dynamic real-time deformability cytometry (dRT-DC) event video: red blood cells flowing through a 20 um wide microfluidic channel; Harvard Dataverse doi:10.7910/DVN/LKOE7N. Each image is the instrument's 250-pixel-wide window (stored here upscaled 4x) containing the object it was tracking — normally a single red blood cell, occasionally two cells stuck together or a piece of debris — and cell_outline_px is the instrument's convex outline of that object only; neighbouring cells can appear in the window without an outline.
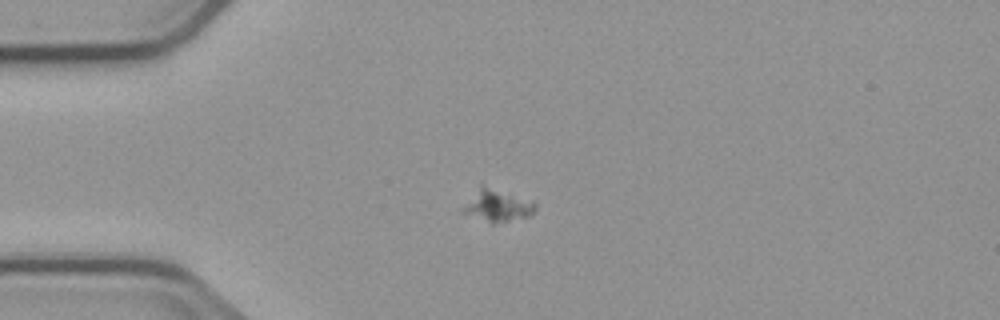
{"species": "common noctule bat (a hibernating species)", "species_latin": "Nyctalus noctula", "temperature_condition": "cold", "stored_images_in_passage": 5, "camera_frame_rate_fps": 3000, "um_per_image_px": 0.085, "animal": {"sex": "male", "body_mass_g": 23.1, "forearm_length_mm": 52.7}, "frame": {"image": 1, "passage_image": 3, "time_ms": 2.333, "image_size_px": [1000, 320], "cell_outline_px": [[536, 208], [528, 216], [492, 224], [460, 212], [480, 184], [532, 200], [536, 204]], "centroid_in_image_um": [42.26, 17.48], "position_along_channel_um": 42.7, "area_um2": 13.29}}